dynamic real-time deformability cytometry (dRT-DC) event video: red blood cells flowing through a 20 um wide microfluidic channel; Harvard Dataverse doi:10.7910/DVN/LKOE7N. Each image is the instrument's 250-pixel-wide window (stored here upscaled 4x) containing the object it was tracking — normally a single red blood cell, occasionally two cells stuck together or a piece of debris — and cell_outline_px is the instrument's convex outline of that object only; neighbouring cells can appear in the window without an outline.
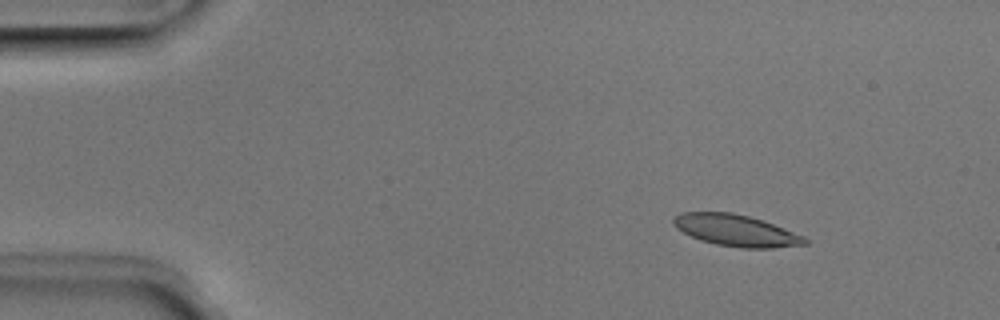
{"species": "Egyptian fruit bat (a non-hibernating species)", "species_latin": "Rousettus aegyptiacus", "temperature_condition": "room temperature", "stored_images_in_passage": 4, "camera_frame_rate_fps": 3000, "um_per_image_px": 0.085, "animal": {"sex": "male"}, "frame": {"image": 1, "passage_image": 2, "time_ms": 0.333, "image_size_px": [1000, 320], "cell_outline_px": [[808, 244], [772, 248], [740, 248], [716, 244], [700, 240], [676, 228], [672, 224], [672, 220], [680, 212], [732, 212], [764, 220], [804, 236], [808, 240]], "centroid_in_image_um": [62.57, 19.58], "position_along_channel_um": 22.4, "area_um2": 24.22}}